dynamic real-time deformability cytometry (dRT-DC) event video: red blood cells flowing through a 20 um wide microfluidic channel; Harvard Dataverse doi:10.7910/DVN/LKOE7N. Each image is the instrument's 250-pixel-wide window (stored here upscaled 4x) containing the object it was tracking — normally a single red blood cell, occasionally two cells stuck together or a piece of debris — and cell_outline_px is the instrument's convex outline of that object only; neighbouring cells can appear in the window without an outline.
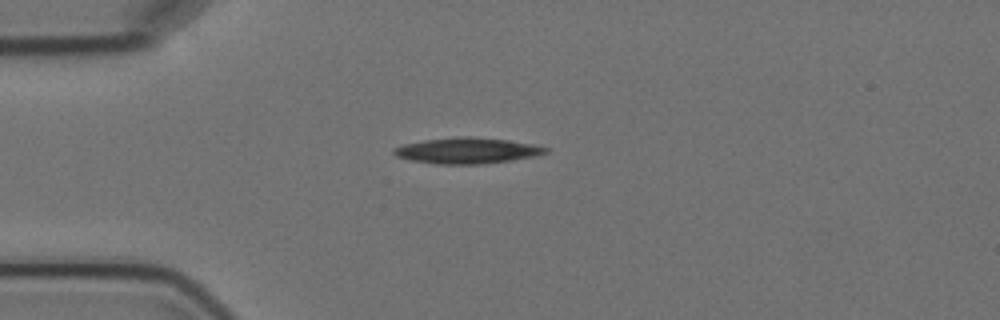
{"species": "Egyptian fruit bat (a non-hibernating species)", "species_latin": "Rousettus aegyptiacus", "temperature_condition": "cold", "stored_images_in_passage": 12, "camera_frame_rate_fps": 3000, "um_per_image_px": 0.085, "animal": {"sex": "female"}, "frame": {"image": 1, "passage_image": 1, "time_ms": 0.0, "image_size_px": [1000, 320], "cell_outline_px": [[548, 152], [536, 156], [512, 160], [480, 164], [436, 164], [412, 160], [396, 156], [392, 152], [392, 148], [404, 144], [424, 140], [464, 136], [468, 136], [508, 140], [532, 144], [548, 148]], "centroid_in_image_um": [39.7, 12.8], "position_along_channel_um": 45.3, "area_um2": 22.77}}
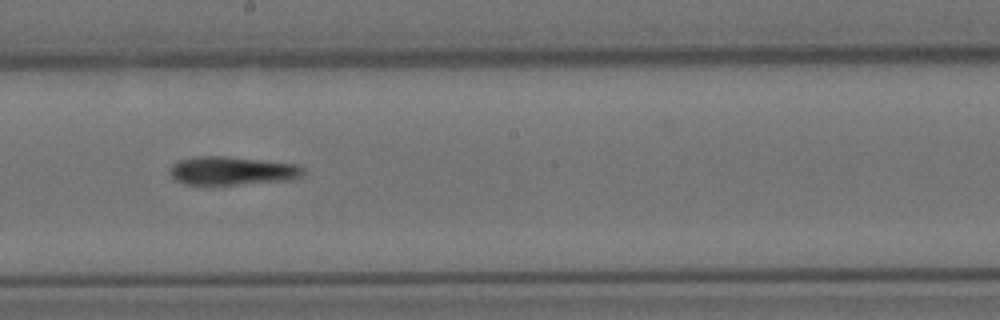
{"frame": {"image": 2, "passage_image": 6, "time_ms": 5.667, "image_size_px": [1000, 320], "cell_outline_px": [[304, 176], [292, 180], [212, 188], [184, 184], [172, 180], [168, 172], [172, 164], [176, 160], [196, 156], [224, 156], [296, 164], [304, 168]], "centroid_in_image_um": [19.65, 14.58], "position_along_channel_um": 228.6, "area_um2": 23.52}}
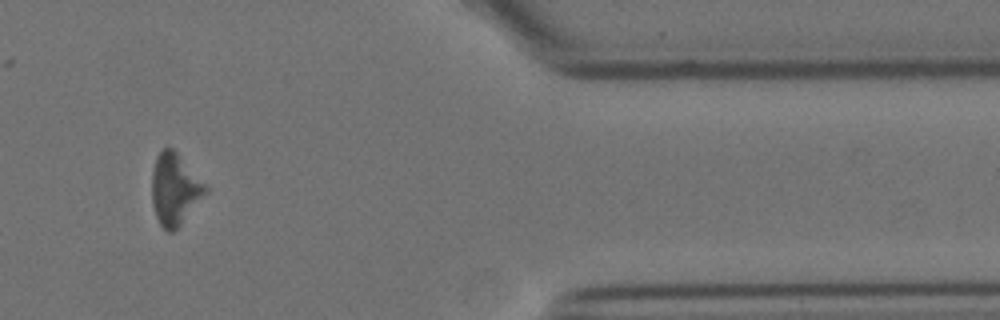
{"frame": {"image": 3, "passage_image": 10, "time_ms": 11.333, "image_size_px": [1000, 320], "cell_outline_px": [[208, 192], [180, 224], [172, 232], [168, 232], [160, 224], [156, 216], [152, 204], [152, 172], [156, 156], [164, 148], [172, 148], [176, 152], [208, 188]], "centroid_in_image_um": [14.83, 16.09], "position_along_channel_um": 396.6, "area_um2": 21.85}, "authors_computed_cell_mechanics": {"area_um2": 22.4553, "velocity_mm_per_s": 3.5458, "shape_relaxation_time_tau1_ms": 9.7956, "shape_relaxation_time_tau2_ms": 9.0378, "deformation_change_tau1": 0.1738, "deformation_change_tau2": 0.2302}}